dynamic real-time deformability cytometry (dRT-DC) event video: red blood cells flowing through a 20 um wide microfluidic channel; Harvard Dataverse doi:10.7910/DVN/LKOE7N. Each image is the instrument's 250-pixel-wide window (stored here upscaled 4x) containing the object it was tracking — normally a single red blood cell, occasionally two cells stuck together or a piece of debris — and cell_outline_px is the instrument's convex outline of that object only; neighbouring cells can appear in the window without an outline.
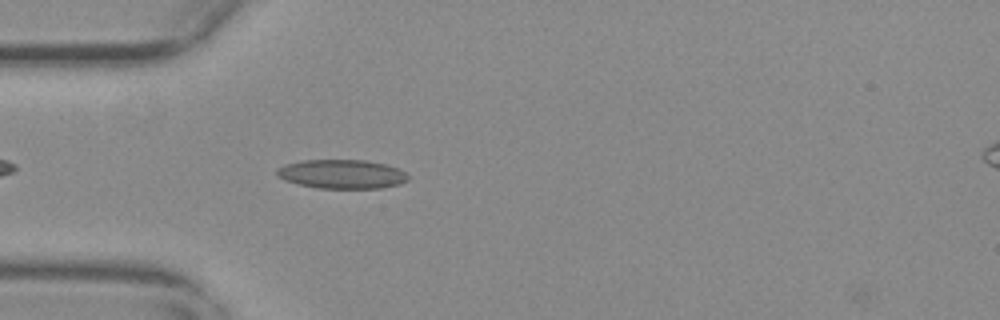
{"species": "common noctule bat (a hibernating species)", "species_latin": "Nyctalus noctula", "temperature_condition": "warm", "stored_images_in_passage": 2, "camera_frame_rate_fps": 3000, "um_per_image_px": 0.085, "animal": {"sex": "female", "body_mass_g": 29.2, "forearm_length_mm": 56.3}, "frame": {"image": 1, "passage_image": 1, "time_ms": 0.0, "image_size_px": [1000, 320], "cell_outline_px": [[408, 180], [400, 184], [380, 188], [316, 188], [284, 180], [276, 172], [276, 168], [284, 164], [304, 160], [364, 160], [384, 164], [396, 168], [404, 172], [408, 176]], "centroid_in_image_um": [29.04, 14.8], "position_along_channel_um": 56.0, "area_um2": 22.02}}